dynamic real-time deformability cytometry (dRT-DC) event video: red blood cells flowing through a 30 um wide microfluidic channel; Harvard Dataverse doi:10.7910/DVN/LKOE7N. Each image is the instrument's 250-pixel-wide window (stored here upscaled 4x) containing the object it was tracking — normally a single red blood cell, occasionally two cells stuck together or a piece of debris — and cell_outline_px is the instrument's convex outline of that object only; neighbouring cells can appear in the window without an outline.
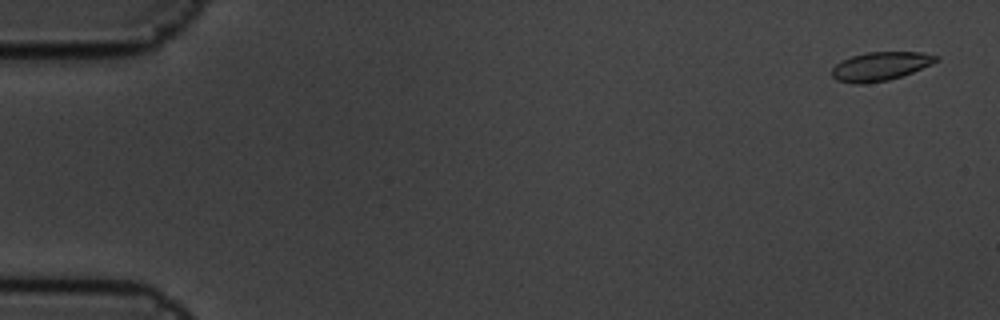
{"species": "common noctule bat (a hibernating species)", "species_latin": "Nyctalus noctula", "temperature_condition": "cold", "stored_images_in_passage": 7, "camera_frame_rate_fps": 3000, "um_per_image_px": 0.085, "animal": {"sex": "male", "body_mass_g": 19.5, "forearm_length_mm": 54.6}, "frame": {"image": 1, "passage_image": 1, "time_ms": 0.0, "image_size_px": [1000, 320], "cell_outline_px": [[940, 60], [912, 72], [888, 80], [864, 84], [856, 84], [836, 80], [832, 76], [832, 68], [840, 60], [852, 56], [868, 52], [920, 52], [940, 56]], "centroid_in_image_um": [74.82, 5.63], "position_along_channel_um": 10.2, "area_um2": 17.4}}
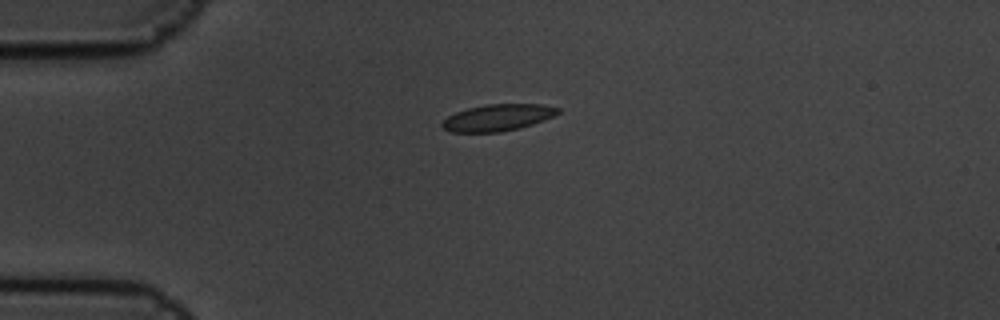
{"frame": {"image": 2, "passage_image": 5, "time_ms": 1.333, "image_size_px": [1000, 320], "cell_outline_px": [[560, 112], [544, 120], [520, 128], [500, 132], [452, 132], [444, 128], [440, 124], [448, 116], [456, 112], [468, 108], [488, 104], [544, 104], [560, 108]], "centroid_in_image_um": [42.32, 9.99], "position_along_channel_um": 42.7, "area_um2": 17.92}}
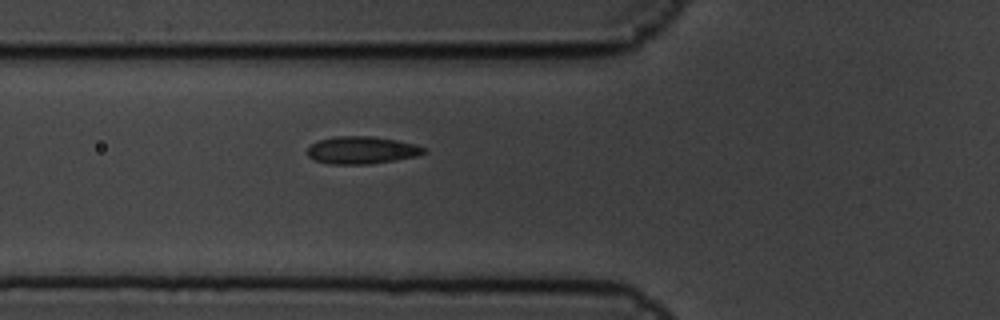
{"frame": {"image": 3, "passage_image": 7, "time_ms": 2.0, "image_size_px": [1000, 320], "cell_outline_px": [[428, 152], [416, 156], [396, 160], [368, 164], [328, 164], [316, 160], [308, 156], [308, 148], [312, 144], [320, 140], [336, 136], [372, 136], [396, 140], [416, 144], [428, 148]], "centroid_in_image_um": [30.81, 12.76], "position_along_channel_um": 95.0, "area_um2": 18.67}}